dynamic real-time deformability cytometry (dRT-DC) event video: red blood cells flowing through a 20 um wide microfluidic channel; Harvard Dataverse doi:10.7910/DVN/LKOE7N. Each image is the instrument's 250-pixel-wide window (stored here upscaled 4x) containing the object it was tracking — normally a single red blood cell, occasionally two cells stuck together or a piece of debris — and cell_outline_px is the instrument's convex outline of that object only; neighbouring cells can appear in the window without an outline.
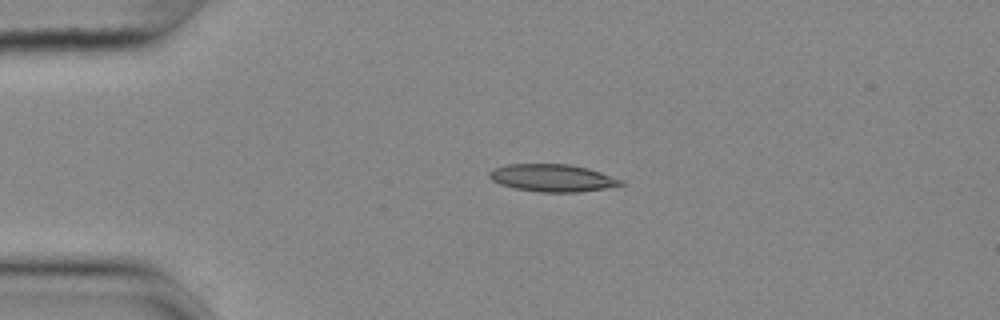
{"species": "common noctule bat (a hibernating species)", "species_latin": "Nyctalus noctula", "temperature_condition": "cold", "stored_images_in_passage": 43, "camera_frame_rate_fps": 3000, "um_per_image_px": 0.085, "animal": {"sex": "female", "body_mass_g": 25.1}, "frame": {"image": 1, "passage_image": 1, "time_ms": 0.0, "image_size_px": [1000, 320], "cell_outline_px": [[624, 184], [604, 188], [576, 192], [540, 192], [516, 188], [500, 184], [492, 180], [488, 176], [488, 172], [492, 168], [504, 164], [568, 164], [588, 168], [624, 180]], "centroid_in_image_um": [46.92, 15.11], "position_along_channel_um": 38.1, "area_um2": 20.98}}
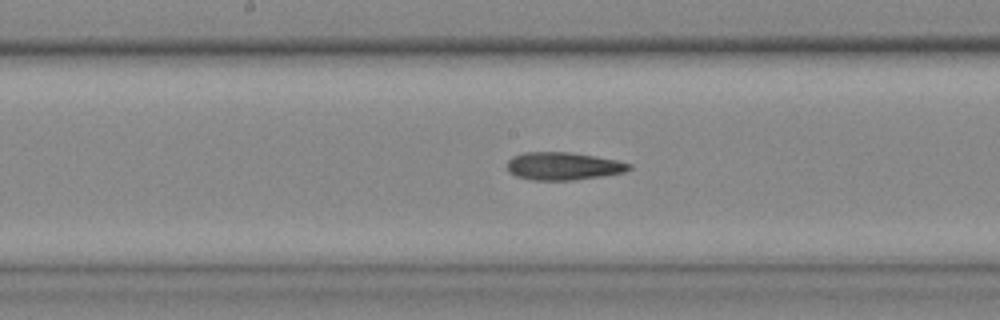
{"frame": {"image": 2, "passage_image": 17, "time_ms": 5.333, "image_size_px": [1000, 320], "cell_outline_px": [[632, 168], [624, 172], [600, 176], [572, 180], [532, 180], [516, 176], [508, 172], [508, 160], [512, 156], [524, 152], [568, 152], [616, 160], [632, 164]], "centroid_in_image_um": [47.84, 14.12], "position_along_channel_um": 200.4, "area_um2": 19.59}}
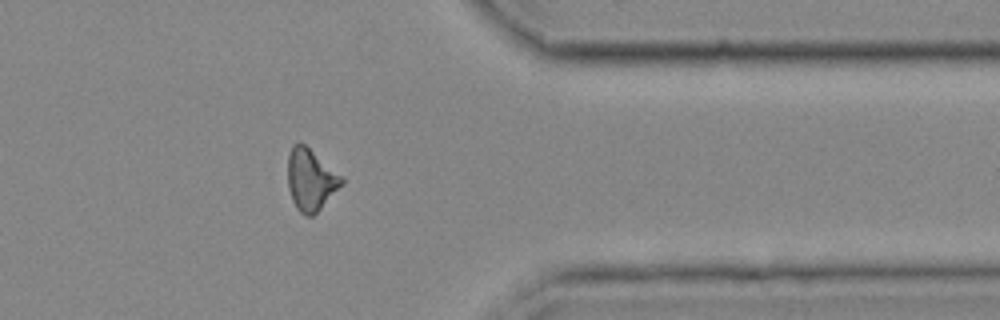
{"frame": {"image": 3, "passage_image": 33, "time_ms": 10.667, "image_size_px": [1000, 320], "cell_outline_px": [[344, 184], [312, 216], [304, 216], [296, 208], [292, 200], [288, 188], [288, 152], [292, 144], [300, 140], [340, 176], [344, 180]], "centroid_in_image_um": [26.37, 15.27], "position_along_channel_um": 385.0, "area_um2": 19.19}, "authors_computed_cell_mechanics": {"area_um2": 19.652, "velocity_mm_per_s": 3.6831, "shape_relaxation_time_tau1_ms": null, "shape_relaxation_time_tau2_ms": 4.4565, "deformation_change_tau1": null, "deformation_change_tau2": 0.142}}